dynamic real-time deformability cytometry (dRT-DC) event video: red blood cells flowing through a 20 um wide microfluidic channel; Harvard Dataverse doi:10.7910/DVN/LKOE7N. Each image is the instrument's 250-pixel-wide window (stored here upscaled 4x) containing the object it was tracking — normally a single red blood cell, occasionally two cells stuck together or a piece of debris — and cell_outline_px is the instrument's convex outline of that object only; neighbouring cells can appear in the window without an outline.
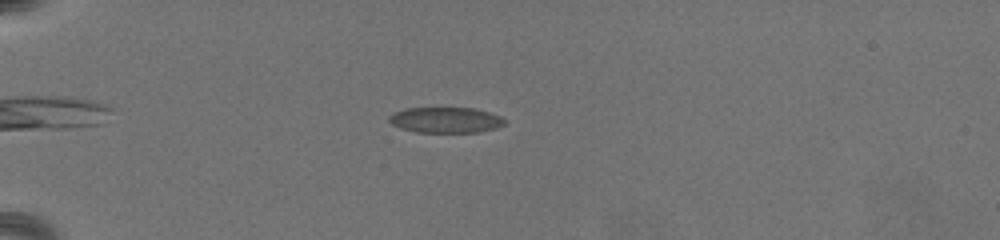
{"species": "common noctule bat (a hibernating species)", "species_latin": "Nyctalus noctula", "temperature_condition": "warm", "stored_images_in_passage": 61, "camera_frame_rate_fps": 3000, "um_per_image_px": 0.085, "animal": {"sex": "female", "body_mass_g": 19.5, "forearm_length_mm": 54.1}, "frame": {"image": 1, "passage_image": 11, "time_ms": 3.333, "image_size_px": [1000, 240], "cell_outline_px": [[504, 124], [496, 128], [476, 132], [416, 132], [400, 128], [392, 124], [388, 120], [388, 116], [396, 112], [408, 108], [472, 108], [488, 112], [500, 116], [504, 120]], "centroid_in_image_um": [37.85, 10.2], "position_along_channel_um": 47.1, "area_um2": 17.05}}
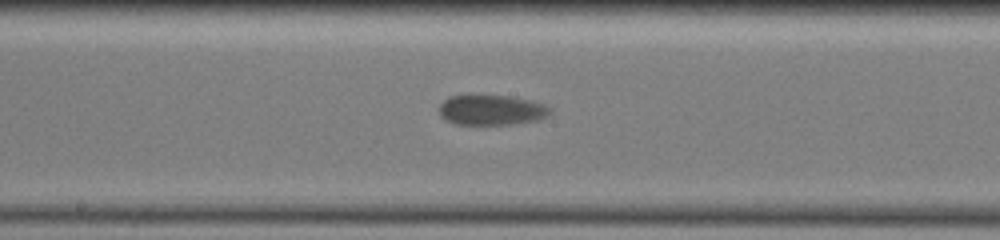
{"frame": {"image": 2, "passage_image": 31, "time_ms": 10.0, "image_size_px": [1000, 240], "cell_outline_px": [[552, 112], [536, 120], [512, 124], [456, 124], [440, 116], [440, 104], [444, 100], [452, 96], [508, 96], [528, 100], [544, 104], [552, 108]], "centroid_in_image_um": [41.79, 9.36], "position_along_channel_um": 206.4, "area_um2": 19.07}}
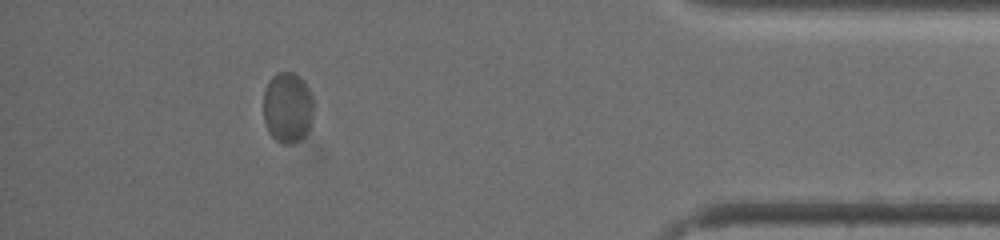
{"frame": {"image": 3, "passage_image": 55, "time_ms": 18.0, "image_size_px": [1000, 240], "cell_outline_px": [[312, 120], [308, 128], [292, 144], [284, 144], [276, 140], [268, 132], [264, 120], [264, 92], [272, 76], [280, 72], [292, 72], [308, 88], [312, 96]], "centroid_in_image_um": [24.41, 9.14], "position_along_channel_um": 410.8, "area_um2": 20.06}, "authors_computed_cell_mechanics": {"area_um2": 19.3052, "velocity_mm_per_s": 3.0223, "shape_relaxation_time_tau1_ms": 4.4025, "shape_relaxation_time_tau2_ms": null, "deformation_change_tau1": 0.1034, "deformation_change_tau2": null}}